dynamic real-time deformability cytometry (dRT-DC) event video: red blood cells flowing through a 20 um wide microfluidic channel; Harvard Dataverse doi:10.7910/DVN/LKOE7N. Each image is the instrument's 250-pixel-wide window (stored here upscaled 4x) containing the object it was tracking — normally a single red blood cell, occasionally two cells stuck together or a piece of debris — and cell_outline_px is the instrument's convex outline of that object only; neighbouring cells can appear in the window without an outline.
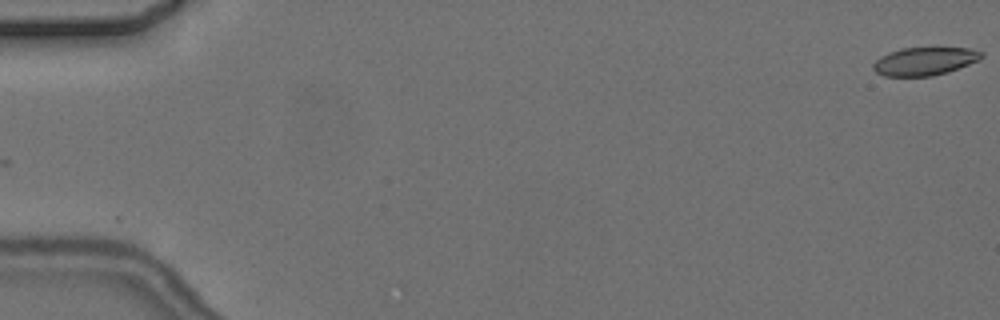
{"species": "common noctule bat (a hibernating species)", "species_latin": "Nyctalus noctula", "temperature_condition": "cold", "stored_images_in_passage": 2, "camera_frame_rate_fps": 3000, "um_per_image_px": 0.085, "animal": {"sex": "female", "body_mass_g": 24.6, "forearm_length_mm": 56.2}, "frame": {"image": 1, "passage_image": 2, "time_ms": 1.0, "image_size_px": [1000, 320], "cell_outline_px": [[984, 56], [980, 60], [948, 72], [932, 76], [884, 76], [876, 72], [872, 68], [872, 64], [880, 56], [888, 52], [900, 48], [968, 48], [984, 52]], "centroid_in_image_um": [78.59, 5.2], "position_along_channel_um": 6.4, "area_um2": 17.86}}